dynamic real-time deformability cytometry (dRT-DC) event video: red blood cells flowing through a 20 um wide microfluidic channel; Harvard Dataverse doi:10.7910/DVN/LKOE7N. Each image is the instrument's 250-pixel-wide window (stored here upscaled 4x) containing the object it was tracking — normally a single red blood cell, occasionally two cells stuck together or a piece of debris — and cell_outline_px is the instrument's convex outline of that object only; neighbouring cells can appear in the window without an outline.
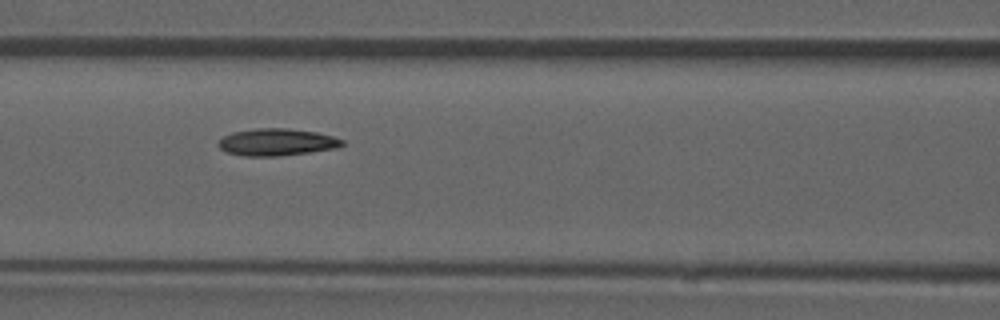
{"species": "common noctule bat (a hibernating species)", "species_latin": "Nyctalus noctula", "temperature_condition": "room temperature", "stored_images_in_passage": 53, "camera_frame_rate_fps": 3000, "um_per_image_px": 0.085, "animal": {"sex": "male", "forearm_length_mm": 52.5}, "frame": {"image": 1, "passage_image": 23, "time_ms": 7.333, "image_size_px": [1000, 320], "cell_outline_px": [[344, 144], [336, 148], [308, 152], [276, 156], [244, 156], [228, 152], [220, 148], [216, 144], [224, 136], [232, 132], [256, 128], [288, 128], [316, 132], [332, 136], [344, 140]], "centroid_in_image_um": [23.51, 12.07], "position_along_channel_um": 143.1, "area_um2": 19.42}, "authors_computed_cell_mechanics": {"area_um2": 19.2474, "velocity_mm_per_s": 3.8813, "shape_relaxation_time_tau1_ms": null, "shape_relaxation_time_tau2_ms": 5.3234, "deformation_change_tau1": null, "deformation_change_tau2": 0.1094}}